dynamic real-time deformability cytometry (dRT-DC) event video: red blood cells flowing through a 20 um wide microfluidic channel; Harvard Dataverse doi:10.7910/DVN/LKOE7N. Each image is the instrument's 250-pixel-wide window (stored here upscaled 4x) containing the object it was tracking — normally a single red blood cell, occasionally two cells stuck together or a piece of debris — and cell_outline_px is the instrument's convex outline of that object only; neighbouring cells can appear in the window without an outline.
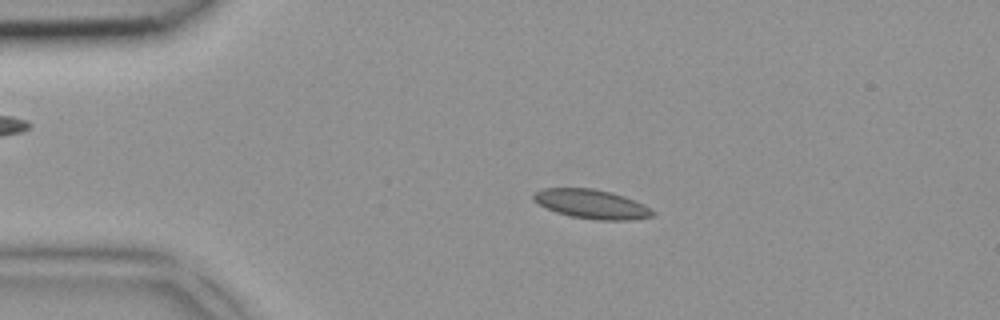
{"species": "common noctule bat (a hibernating species)", "species_latin": "Nyctalus noctula", "temperature_condition": "room temperature", "stored_images_in_passage": 3, "camera_frame_rate_fps": 3000, "um_per_image_px": 0.085, "animal": {"sex": "female", "body_mass_g": 18.4}, "frame": {"image": 1, "passage_image": 2, "time_ms": 0.333, "image_size_px": [1000, 320], "cell_outline_px": [[656, 212], [652, 216], [628, 220], [596, 220], [568, 216], [556, 212], [532, 200], [532, 192], [544, 188], [592, 188], [612, 192], [636, 200], [644, 204]], "centroid_in_image_um": [50.28, 17.34], "position_along_channel_um": 34.7, "area_um2": 20.4}}